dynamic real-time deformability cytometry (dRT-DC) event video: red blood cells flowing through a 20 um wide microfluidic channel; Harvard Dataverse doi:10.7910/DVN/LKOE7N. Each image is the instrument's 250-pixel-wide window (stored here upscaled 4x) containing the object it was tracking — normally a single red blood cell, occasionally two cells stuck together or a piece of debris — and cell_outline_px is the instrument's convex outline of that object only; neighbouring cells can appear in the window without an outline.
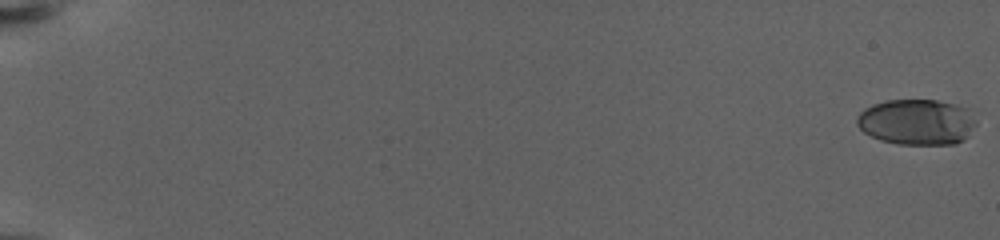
{"species": "human", "species_latin": "Homo sapiens", "temperature_condition": "warm", "stored_images_in_passage": 84, "camera_frame_rate_fps": 3000, "um_per_image_px": 0.085, "donor": {"sex": "female"}, "frame": {"image": 1, "passage_image": 1, "time_ms": 0.0, "image_size_px": [1000, 240], "cell_outline_px": [[976, 124], [968, 136], [964, 140], [952, 144], [900, 144], [880, 140], [864, 132], [856, 124], [856, 116], [864, 108], [872, 104], [888, 100], [936, 100], [956, 104], [968, 108], [976, 120]], "centroid_in_image_um": [77.93, 10.36], "position_along_channel_um": 7.1, "area_um2": 31.96}}
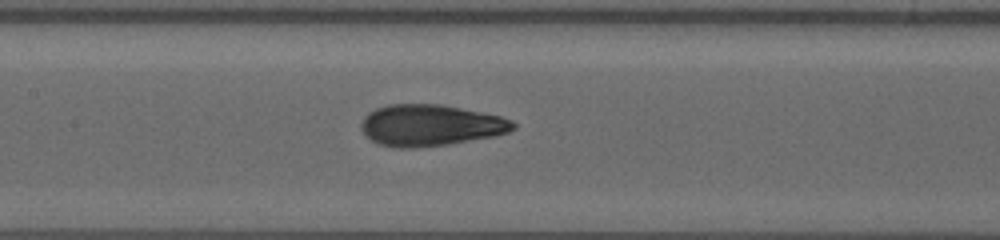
{"frame": {"image": 2, "passage_image": 41, "time_ms": 13.333, "image_size_px": [1000, 240], "cell_outline_px": [[516, 128], [508, 132], [492, 136], [448, 144], [412, 148], [400, 148], [380, 144], [372, 140], [360, 128], [360, 124], [364, 116], [368, 112], [376, 108], [388, 104], [440, 104], [500, 116], [512, 120], [516, 124]], "centroid_in_image_um": [36.56, 10.64], "position_along_channel_um": 170.8, "area_um2": 36.41}}
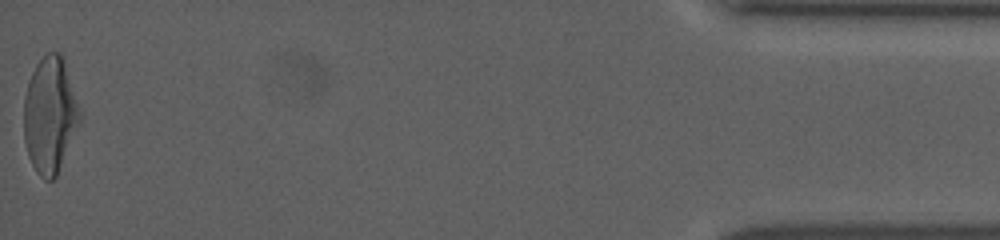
{"frame": {"image": 3, "passage_image": 84, "time_ms": 25.333, "image_size_px": [1000, 240], "cell_outline_px": [[80, 120], [56, 176], [52, 180], [44, 180], [36, 172], [28, 156], [24, 140], [24, 96], [28, 80], [36, 64], [48, 52], [60, 52], [64, 60], [80, 112]], "centroid_in_image_um": [4.21, 9.77], "position_along_channel_um": 431.0, "area_um2": 37.34}, "authors_computed_cell_mechanics": {"area_um2": 34.969, "velocity_mm_per_s": 2.8494, "shape_relaxation_time_tau1_ms": 7.6938, "shape_relaxation_time_tau2_ms": 1.1507, "deformation_change_tau1": 0.2526, "deformation_change_tau2": 0.074}}